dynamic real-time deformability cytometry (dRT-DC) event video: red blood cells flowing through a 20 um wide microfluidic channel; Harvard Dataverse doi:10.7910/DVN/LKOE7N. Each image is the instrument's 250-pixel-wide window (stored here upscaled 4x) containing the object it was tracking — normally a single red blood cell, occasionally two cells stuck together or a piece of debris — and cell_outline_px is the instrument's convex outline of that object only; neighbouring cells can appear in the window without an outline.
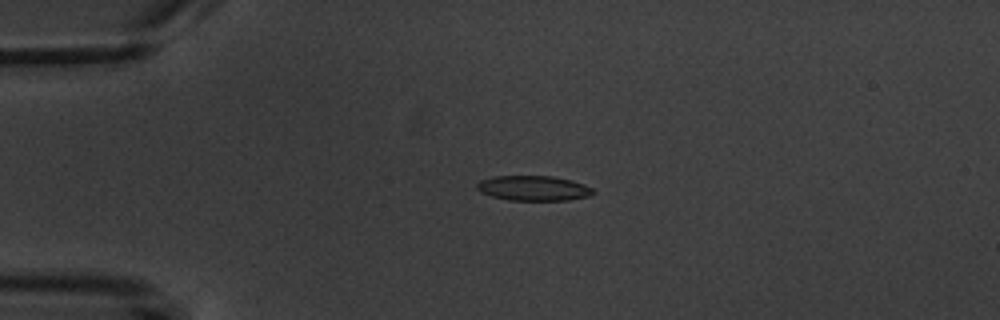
{"species": "common noctule bat (a hibernating species)", "species_latin": "Nyctalus noctula", "temperature_condition": "warm", "stored_images_in_passage": 6, "camera_frame_rate_fps": 3000, "um_per_image_px": 0.085, "animal": {"sex": "male", "body_mass_g": 20.1, "forearm_length_mm": 53.5}, "frame": {"image": 1, "passage_image": 4, "time_ms": 3.333, "image_size_px": [1000, 320], "cell_outline_px": [[596, 192], [588, 196], [568, 200], [508, 200], [492, 196], [480, 192], [476, 188], [476, 184], [480, 180], [496, 176], [552, 176], [584, 184], [592, 188]], "centroid_in_image_um": [45.32, 16.0], "position_along_channel_um": 39.7, "area_um2": 16.82}}